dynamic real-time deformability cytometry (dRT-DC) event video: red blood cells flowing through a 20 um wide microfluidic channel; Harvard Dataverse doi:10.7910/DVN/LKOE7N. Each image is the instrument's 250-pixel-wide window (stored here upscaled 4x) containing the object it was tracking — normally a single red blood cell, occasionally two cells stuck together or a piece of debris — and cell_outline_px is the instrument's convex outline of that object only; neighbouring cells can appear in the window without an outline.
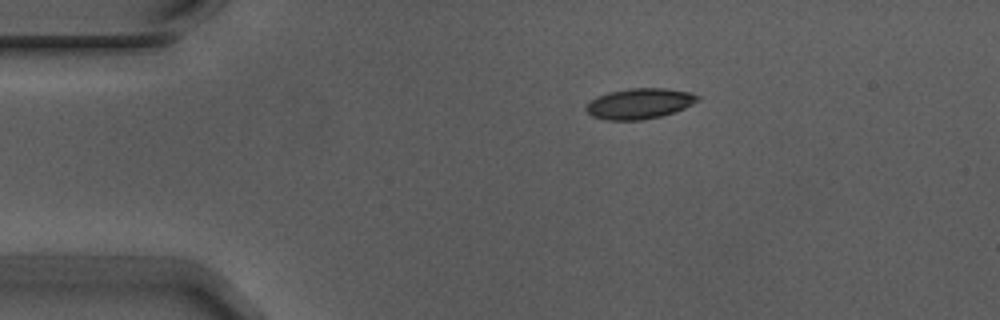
{"species": "Egyptian fruit bat (a non-hibernating species)", "species_latin": "Rousettus aegyptiacus", "temperature_condition": "warm", "stored_images_in_passage": 5, "camera_frame_rate_fps": 3000, "um_per_image_px": 0.085, "animal": {"sex": "male"}, "frame": {"image": 1, "passage_image": 5, "time_ms": 1.333, "image_size_px": [1000, 320], "cell_outline_px": [[700, 100], [684, 108], [660, 116], [640, 120], [604, 120], [592, 116], [584, 108], [592, 100], [608, 92], [628, 88], [664, 88], [692, 92], [700, 96]], "centroid_in_image_um": [54.38, 8.8], "position_along_channel_um": 30.6, "area_um2": 19.77}}